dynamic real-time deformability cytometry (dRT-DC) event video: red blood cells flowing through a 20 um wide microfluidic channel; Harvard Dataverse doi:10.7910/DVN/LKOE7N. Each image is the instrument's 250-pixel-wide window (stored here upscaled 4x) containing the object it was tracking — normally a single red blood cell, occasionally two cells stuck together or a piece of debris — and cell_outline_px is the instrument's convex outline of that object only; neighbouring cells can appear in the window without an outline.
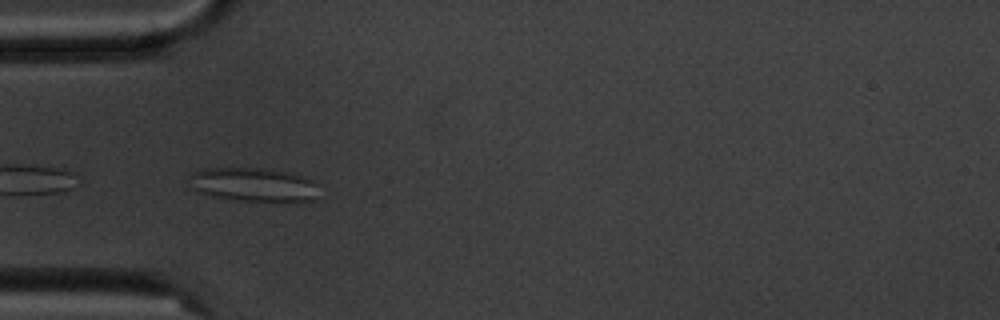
{"species": "common noctule bat (a hibernating species)", "species_latin": "Nyctalus noctula", "temperature_condition": "cold", "stored_images_in_passage": 7, "camera_frame_rate_fps": 3000, "um_per_image_px": 0.085, "animal": {"sex": "male", "body_mass_g": 20.1, "forearm_length_mm": 53.5}, "frame": {"image": 1, "passage_image": 4, "time_ms": 4.333, "image_size_px": [1000, 320], "cell_outline_px": [[316, 200], [296, 204], [240, 200], [212, 196], [196, 192], [192, 188], [188, 176], [192, 172], [204, 168], [260, 168], [308, 176], [316, 184]], "centroid_in_image_um": [21.59, 15.73], "position_along_channel_um": 63.4, "area_um2": 26.36}}
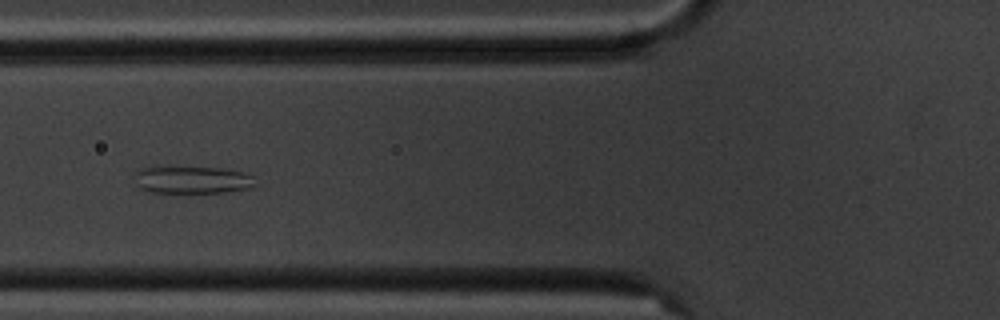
{"frame": {"image": 2, "passage_image": 5, "time_ms": 5.667, "image_size_px": [1000, 320], "cell_outline_px": [[252, 184], [248, 188], [224, 192], [152, 192], [140, 188], [136, 184], [132, 176], [132, 172], [136, 168], [220, 168], [244, 172], [252, 176]], "centroid_in_image_um": [16.23, 15.29], "position_along_channel_um": 109.6, "area_um2": 18.84}}